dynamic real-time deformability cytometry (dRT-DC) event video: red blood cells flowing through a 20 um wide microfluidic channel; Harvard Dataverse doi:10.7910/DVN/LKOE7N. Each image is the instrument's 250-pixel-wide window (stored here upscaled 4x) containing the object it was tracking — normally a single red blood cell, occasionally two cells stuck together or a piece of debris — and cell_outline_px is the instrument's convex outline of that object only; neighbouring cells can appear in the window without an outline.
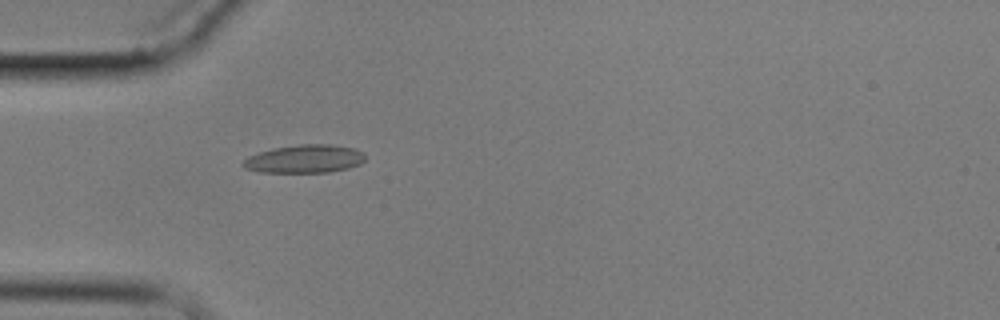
{"species": "common noctule bat (a hibernating species)", "species_latin": "Nyctalus noctula", "temperature_condition": "cold", "stored_images_in_passage": 5, "camera_frame_rate_fps": 3000, "um_per_image_px": 0.085, "animal": {"sex": "male", "body_mass_g": 17.9}, "frame": {"image": 1, "passage_image": 5, "time_ms": 4.667, "image_size_px": [1000, 320], "cell_outline_px": [[364, 160], [360, 164], [348, 168], [328, 172], [260, 172], [244, 168], [240, 164], [248, 156], [272, 148], [300, 144], [332, 144], [356, 148], [364, 152]], "centroid_in_image_um": [25.9, 13.49], "position_along_channel_um": 59.1, "area_um2": 20.17}}